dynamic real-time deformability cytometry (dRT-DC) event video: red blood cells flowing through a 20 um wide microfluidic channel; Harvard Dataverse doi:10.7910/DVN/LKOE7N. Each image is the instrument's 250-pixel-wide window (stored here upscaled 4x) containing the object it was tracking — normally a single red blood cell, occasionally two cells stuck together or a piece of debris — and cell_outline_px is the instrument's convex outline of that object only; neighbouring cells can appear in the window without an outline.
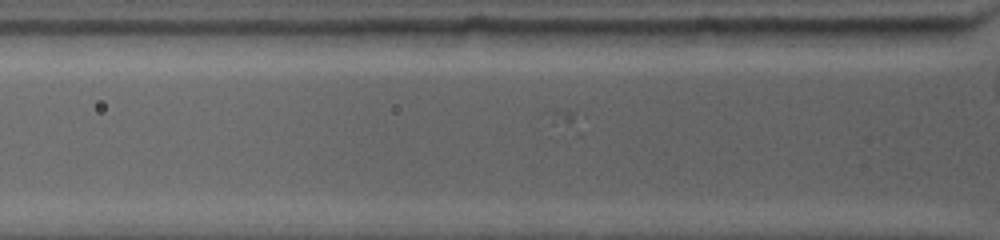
{"species": "common noctule bat (a hibernating species)", "species_latin": "Nyctalus noctula", "temperature_condition": "warm", "stored_images_in_passage": 15, "camera_frame_rate_fps": 4500, "um_per_image_px": 0.085, "animal": {"sex": "female", "body_mass_g": 19.0, "forearm_length_mm": 53.3}, "frame": {"image": 1, "passage_image": 15, "time_ms": 4.0, "image_size_px": [1000, 240], "cell_outline_px": [[956, 32], [948, 44], [896, 48], [788, 44], [788, 28], [956, 28]], "centroid_in_image_um": [74.06, 3.14], "position_along_channel_um": 51.7, "area_um2": 21.39}}